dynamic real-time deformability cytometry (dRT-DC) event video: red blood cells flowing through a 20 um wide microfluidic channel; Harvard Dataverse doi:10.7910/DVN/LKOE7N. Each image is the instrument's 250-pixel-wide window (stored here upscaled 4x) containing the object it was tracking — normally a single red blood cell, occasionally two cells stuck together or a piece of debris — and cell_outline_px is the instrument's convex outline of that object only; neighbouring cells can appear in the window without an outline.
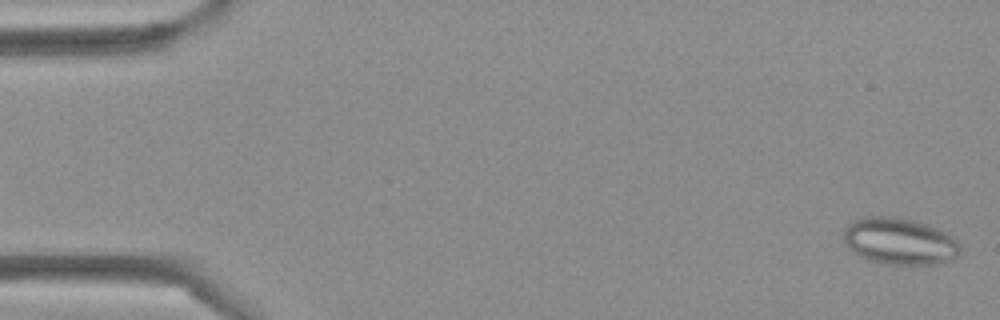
{"species": "Egyptian fruit bat (a non-hibernating species)", "species_latin": "Rousettus aegyptiacus", "temperature_condition": "cold", "stored_images_in_passage": 44, "camera_frame_rate_fps": 3000, "um_per_image_px": 0.085, "frame": {"image": 1, "passage_image": 1, "time_ms": 0.0, "image_size_px": [1000, 320], "cell_outline_px": [[964, 248], [960, 256], [936, 264], [888, 264], [868, 260], [860, 256], [844, 240], [844, 228], [852, 220], [864, 216], [896, 216], [928, 224], [952, 236]], "centroid_in_image_um": [76.51, 20.49], "position_along_channel_um": 8.5, "area_um2": 31.85}}
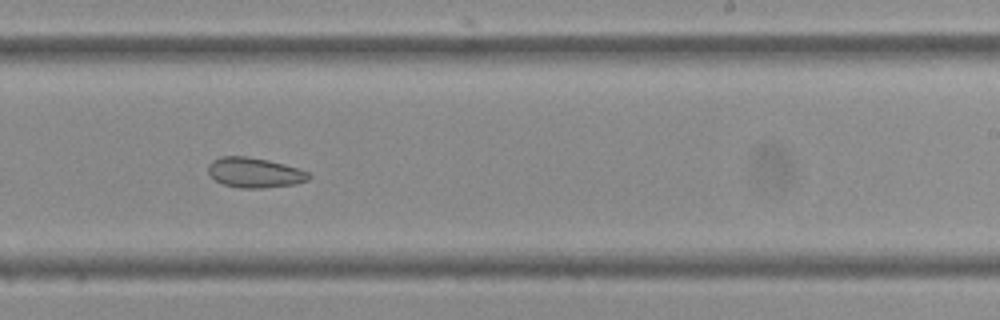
{"frame": {"image": 2, "passage_image": 27, "time_ms": 8.667, "image_size_px": [1000, 320], "cell_outline_px": [[312, 176], [308, 180], [296, 184], [260, 188], [240, 188], [224, 184], [216, 180], [208, 172], [208, 164], [212, 160], [220, 156], [248, 156], [268, 160], [284, 164], [308, 172]], "centroid_in_image_um": [21.63, 14.66], "position_along_channel_um": 267.4, "area_um2": 17.57}}
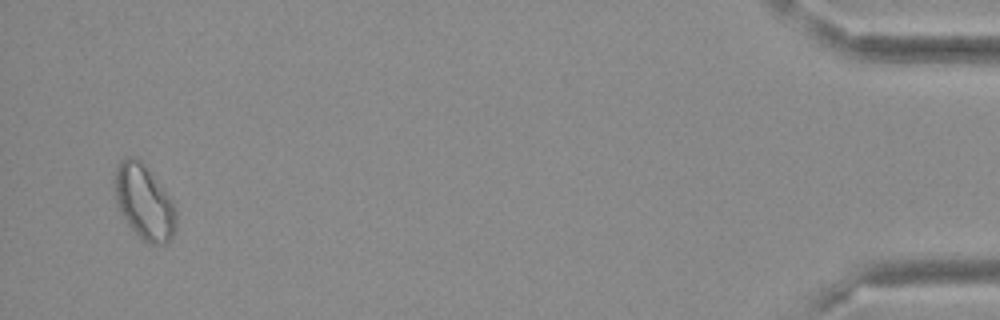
{"frame": {"image": 3, "passage_image": 43, "time_ms": 14.0, "image_size_px": [1000, 320], "cell_outline_px": [[176, 228], [172, 236], [164, 244], [148, 244], [128, 224], [120, 212], [116, 204], [112, 188], [112, 180], [116, 168], [120, 160], [128, 156], [136, 156], [140, 160], [164, 188], [172, 200], [176, 208]], "centroid_in_image_um": [12.21, 17.14], "position_along_channel_um": 423.0, "area_um2": 27.11}}